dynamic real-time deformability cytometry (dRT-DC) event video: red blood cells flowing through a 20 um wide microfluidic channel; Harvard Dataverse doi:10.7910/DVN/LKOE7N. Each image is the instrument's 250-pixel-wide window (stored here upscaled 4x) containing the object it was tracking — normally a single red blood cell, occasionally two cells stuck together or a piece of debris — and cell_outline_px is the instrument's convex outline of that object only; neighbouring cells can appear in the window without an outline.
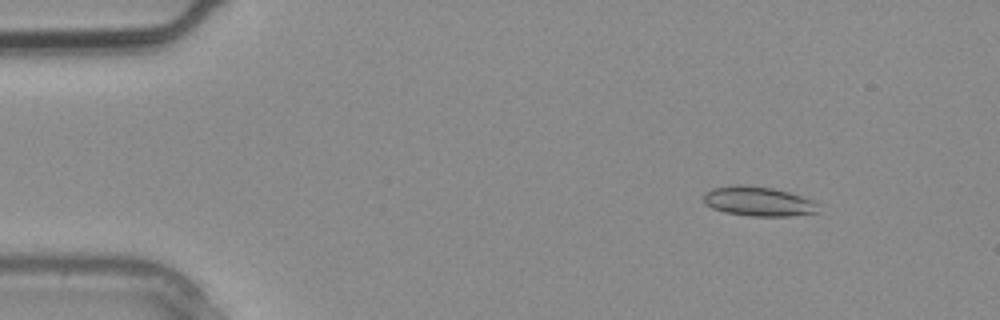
{"species": "common noctule bat (a hibernating species)", "species_latin": "Nyctalus noctula", "temperature_condition": "warm", "stored_images_in_passage": 3, "camera_frame_rate_fps": 3000, "um_per_image_px": 0.085, "animal": {"sex": "male", "body_mass_g": 20.4}, "frame": {"image": 1, "passage_image": 2, "time_ms": 0.333, "image_size_px": [1000, 320], "cell_outline_px": [[816, 212], [788, 216], [748, 216], [724, 212], [712, 208], [704, 204], [704, 192], [712, 188], [732, 184], [744, 184], [772, 188], [788, 192], [812, 200], [816, 204]], "centroid_in_image_um": [64.36, 17.1], "position_along_channel_um": 20.6, "area_um2": 19.71}}